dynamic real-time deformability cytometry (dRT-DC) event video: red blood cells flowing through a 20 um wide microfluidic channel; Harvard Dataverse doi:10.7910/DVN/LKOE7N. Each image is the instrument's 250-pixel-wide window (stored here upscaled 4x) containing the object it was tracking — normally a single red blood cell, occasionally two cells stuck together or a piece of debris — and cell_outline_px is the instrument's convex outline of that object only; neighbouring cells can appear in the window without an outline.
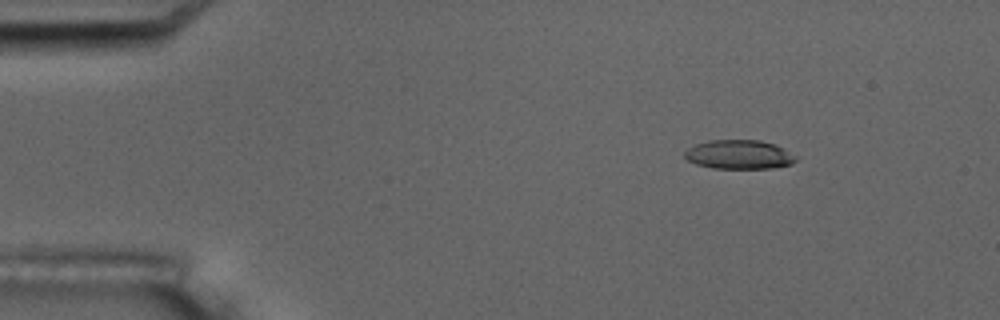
{"species": "common noctule bat (a hibernating species)", "species_latin": "Nyctalus noctula", "temperature_condition": "room temperature", "stored_images_in_passage": 9, "camera_frame_rate_fps": 3000, "um_per_image_px": 0.085, "animal": {"sex": "male", "body_mass_g": 17.5, "forearm_length_mm": 52.3}, "frame": {"image": 1, "passage_image": 3, "time_ms": 2.333, "image_size_px": [1000, 320], "cell_outline_px": [[796, 160], [792, 164], [772, 168], [712, 168], [696, 164], [688, 160], [684, 156], [684, 152], [688, 148], [696, 144], [708, 140], [760, 140], [776, 144], [784, 148], [796, 156]], "centroid_in_image_um": [62.83, 13.13], "position_along_channel_um": 22.2, "area_um2": 18.9}}
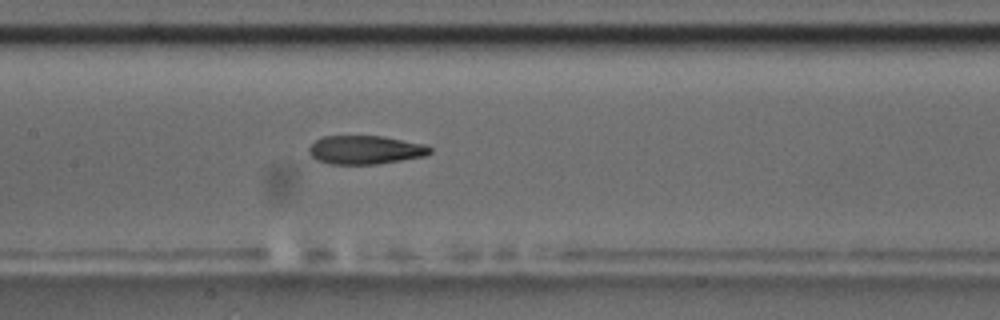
{"frame": {"image": 2, "passage_image": 9, "time_ms": 9.0, "image_size_px": [1000, 320], "cell_outline_px": [[432, 152], [424, 156], [376, 164], [332, 164], [316, 160], [308, 152], [308, 148], [316, 140], [324, 136], [384, 136], [428, 144], [432, 148]], "centroid_in_image_um": [31.08, 12.73], "position_along_channel_um": 176.3, "area_um2": 20.29}}